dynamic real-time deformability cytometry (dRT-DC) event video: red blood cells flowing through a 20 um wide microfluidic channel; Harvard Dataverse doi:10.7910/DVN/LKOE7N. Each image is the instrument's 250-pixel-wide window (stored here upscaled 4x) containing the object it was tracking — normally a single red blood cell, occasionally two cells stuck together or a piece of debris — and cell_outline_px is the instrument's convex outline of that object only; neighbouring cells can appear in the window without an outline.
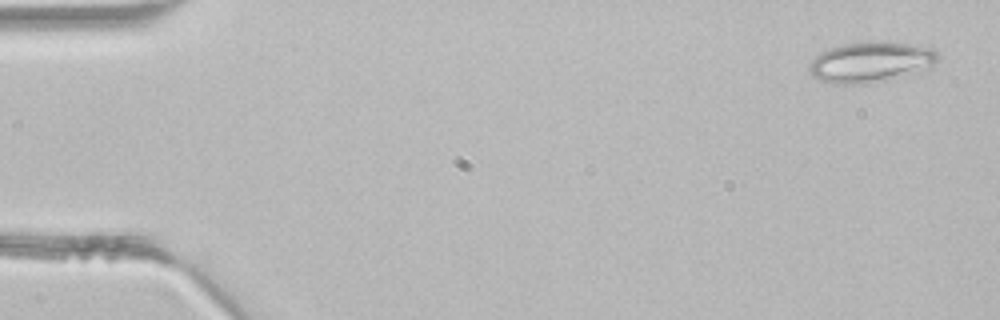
{"species": "common noctule bat (a hibernating species)", "species_latin": "Nyctalus noctula", "temperature_condition": "room temperature", "stored_images_in_passage": 3, "camera_frame_rate_fps": 3000, "um_per_image_px": 0.085, "animal": {"sex": "male", "body_mass_g": 21.5, "forearm_length_mm": 52.0}, "frame": {"image": 1, "passage_image": 1, "time_ms": 0.0, "image_size_px": [1000, 320], "cell_outline_px": [[940, 56], [932, 68], [884, 80], [864, 84], [832, 84], [820, 80], [812, 76], [808, 68], [808, 64], [820, 52], [844, 44], [868, 40], [908, 44], [928, 48], [936, 52]], "centroid_in_image_um": [73.98, 5.28], "position_along_channel_um": 11.0, "area_um2": 30.35}}